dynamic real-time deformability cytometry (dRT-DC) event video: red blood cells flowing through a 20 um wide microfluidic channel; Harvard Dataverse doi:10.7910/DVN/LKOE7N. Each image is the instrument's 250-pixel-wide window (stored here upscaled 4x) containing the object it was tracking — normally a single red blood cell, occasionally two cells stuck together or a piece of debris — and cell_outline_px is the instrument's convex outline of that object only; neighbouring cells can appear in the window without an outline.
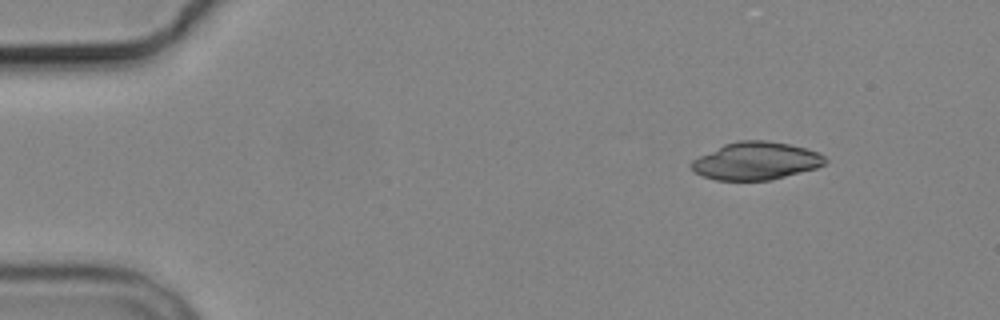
{"species": "common noctule bat (a hibernating species)", "species_latin": "Nyctalus noctula", "temperature_condition": "cold", "stored_images_in_passage": 4, "camera_frame_rate_fps": 3000, "um_per_image_px": 0.085, "animal": {"sex": "male", "body_mass_g": 19.2, "forearm_length_mm": 51.8}, "frame": {"image": 1, "passage_image": 1, "time_ms": 0.0, "image_size_px": [1000, 320], "cell_outline_px": [[828, 160], [824, 164], [816, 168], [772, 180], [716, 180], [704, 176], [696, 172], [692, 168], [692, 160], [724, 144], [740, 140], [764, 140], [788, 144], [820, 152]], "centroid_in_image_um": [64.3, 13.68], "position_along_channel_um": 20.7, "area_um2": 29.13}}